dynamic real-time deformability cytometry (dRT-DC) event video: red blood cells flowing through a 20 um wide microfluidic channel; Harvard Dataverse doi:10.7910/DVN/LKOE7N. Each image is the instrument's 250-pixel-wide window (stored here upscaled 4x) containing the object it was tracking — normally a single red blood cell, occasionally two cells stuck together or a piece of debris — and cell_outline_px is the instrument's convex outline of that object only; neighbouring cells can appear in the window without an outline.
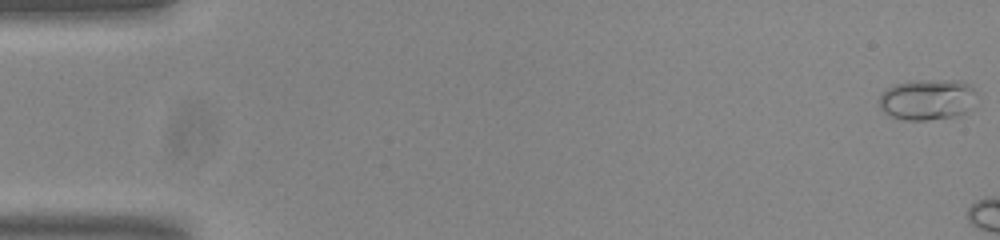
{"species": "common noctule bat (a hibernating species)", "species_latin": "Nyctalus noctula", "temperature_condition": "room temperature", "stored_images_in_passage": 5, "camera_frame_rate_fps": 3000, "um_per_image_px": 0.085, "animal": {"sex": "male", "body_mass_g": 20.0, "forearm_length_mm": 53.3}, "frame": {"image": 1, "passage_image": 1, "time_ms": 0.0, "image_size_px": [1000, 240], "cell_outline_px": [[976, 92], [972, 108], [956, 116], [928, 120], [904, 120], [892, 116], [884, 112], [880, 108], [880, 96], [892, 84], [912, 80], [960, 80], [968, 84]], "centroid_in_image_um": [78.83, 8.45], "position_along_channel_um": 6.2, "area_um2": 23.29}}